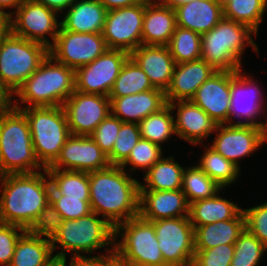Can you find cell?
<instances>
[{"mask_svg": "<svg viewBox=\"0 0 267 266\" xmlns=\"http://www.w3.org/2000/svg\"><path fill=\"white\" fill-rule=\"evenodd\" d=\"M43 172L0 176L1 223L25 230L47 229L51 183L46 168Z\"/></svg>", "mask_w": 267, "mask_h": 266, "instance_id": "1", "label": "cell"}, {"mask_svg": "<svg viewBox=\"0 0 267 266\" xmlns=\"http://www.w3.org/2000/svg\"><path fill=\"white\" fill-rule=\"evenodd\" d=\"M131 176L115 165L89 172L91 211L114 228L139 215L140 181Z\"/></svg>", "mask_w": 267, "mask_h": 266, "instance_id": "2", "label": "cell"}, {"mask_svg": "<svg viewBox=\"0 0 267 266\" xmlns=\"http://www.w3.org/2000/svg\"><path fill=\"white\" fill-rule=\"evenodd\" d=\"M46 230L49 233L53 251L58 248L57 243L62 249L55 255L56 260L65 259L68 252H72V257L82 256V254L83 256L92 255L95 250L103 247H108L106 253H114L115 228L95 212L79 219L49 220Z\"/></svg>", "mask_w": 267, "mask_h": 266, "instance_id": "3", "label": "cell"}, {"mask_svg": "<svg viewBox=\"0 0 267 266\" xmlns=\"http://www.w3.org/2000/svg\"><path fill=\"white\" fill-rule=\"evenodd\" d=\"M74 91L75 70L48 54L14 93L20 102L15 98L13 107H19L21 103L24 108L63 106Z\"/></svg>", "mask_w": 267, "mask_h": 266, "instance_id": "4", "label": "cell"}, {"mask_svg": "<svg viewBox=\"0 0 267 266\" xmlns=\"http://www.w3.org/2000/svg\"><path fill=\"white\" fill-rule=\"evenodd\" d=\"M252 35L258 36L249 26L223 18L201 35V59L216 71L242 70L241 58L247 45L259 54Z\"/></svg>", "mask_w": 267, "mask_h": 266, "instance_id": "5", "label": "cell"}, {"mask_svg": "<svg viewBox=\"0 0 267 266\" xmlns=\"http://www.w3.org/2000/svg\"><path fill=\"white\" fill-rule=\"evenodd\" d=\"M44 169L35 156L25 113L15 107L0 113V176Z\"/></svg>", "mask_w": 267, "mask_h": 266, "instance_id": "6", "label": "cell"}, {"mask_svg": "<svg viewBox=\"0 0 267 266\" xmlns=\"http://www.w3.org/2000/svg\"><path fill=\"white\" fill-rule=\"evenodd\" d=\"M15 108L25 113L37 160L49 167L71 136L63 106Z\"/></svg>", "mask_w": 267, "mask_h": 266, "instance_id": "7", "label": "cell"}, {"mask_svg": "<svg viewBox=\"0 0 267 266\" xmlns=\"http://www.w3.org/2000/svg\"><path fill=\"white\" fill-rule=\"evenodd\" d=\"M114 253L131 266H168L158 246L153 223L140 215L115 228Z\"/></svg>", "mask_w": 267, "mask_h": 266, "instance_id": "8", "label": "cell"}, {"mask_svg": "<svg viewBox=\"0 0 267 266\" xmlns=\"http://www.w3.org/2000/svg\"><path fill=\"white\" fill-rule=\"evenodd\" d=\"M49 49L11 32L0 42V80L14 95L48 56Z\"/></svg>", "mask_w": 267, "mask_h": 266, "instance_id": "9", "label": "cell"}, {"mask_svg": "<svg viewBox=\"0 0 267 266\" xmlns=\"http://www.w3.org/2000/svg\"><path fill=\"white\" fill-rule=\"evenodd\" d=\"M164 262L168 266L192 265L194 227L189 216L152 221Z\"/></svg>", "mask_w": 267, "mask_h": 266, "instance_id": "10", "label": "cell"}, {"mask_svg": "<svg viewBox=\"0 0 267 266\" xmlns=\"http://www.w3.org/2000/svg\"><path fill=\"white\" fill-rule=\"evenodd\" d=\"M10 17V32L15 36L40 43L48 49L60 29L57 12L35 0L24 1ZM50 35L51 41L47 38Z\"/></svg>", "mask_w": 267, "mask_h": 266, "instance_id": "11", "label": "cell"}, {"mask_svg": "<svg viewBox=\"0 0 267 266\" xmlns=\"http://www.w3.org/2000/svg\"><path fill=\"white\" fill-rule=\"evenodd\" d=\"M108 49L102 33H79L61 26L49 54L58 62L76 70L93 62Z\"/></svg>", "mask_w": 267, "mask_h": 266, "instance_id": "12", "label": "cell"}, {"mask_svg": "<svg viewBox=\"0 0 267 266\" xmlns=\"http://www.w3.org/2000/svg\"><path fill=\"white\" fill-rule=\"evenodd\" d=\"M145 0L140 3L109 10L102 32L108 49L133 52L142 45V24Z\"/></svg>", "mask_w": 267, "mask_h": 266, "instance_id": "13", "label": "cell"}, {"mask_svg": "<svg viewBox=\"0 0 267 266\" xmlns=\"http://www.w3.org/2000/svg\"><path fill=\"white\" fill-rule=\"evenodd\" d=\"M129 57L130 54L126 51L107 49L93 62L75 70V90L108 97Z\"/></svg>", "mask_w": 267, "mask_h": 266, "instance_id": "14", "label": "cell"}, {"mask_svg": "<svg viewBox=\"0 0 267 266\" xmlns=\"http://www.w3.org/2000/svg\"><path fill=\"white\" fill-rule=\"evenodd\" d=\"M253 80L251 75H245L242 70L231 71V110L229 124H245L262 127L264 122H258L257 120L260 119L259 116L264 115L263 113H265L267 104L261 87L257 82L255 83L256 80ZM232 118H238V121H233Z\"/></svg>", "mask_w": 267, "mask_h": 266, "instance_id": "15", "label": "cell"}, {"mask_svg": "<svg viewBox=\"0 0 267 266\" xmlns=\"http://www.w3.org/2000/svg\"><path fill=\"white\" fill-rule=\"evenodd\" d=\"M71 135H88L111 113L110 99L77 90L64 102Z\"/></svg>", "mask_w": 267, "mask_h": 266, "instance_id": "16", "label": "cell"}, {"mask_svg": "<svg viewBox=\"0 0 267 266\" xmlns=\"http://www.w3.org/2000/svg\"><path fill=\"white\" fill-rule=\"evenodd\" d=\"M210 146L239 169L238 159L256 152L266 141L262 127L242 124H219Z\"/></svg>", "mask_w": 267, "mask_h": 266, "instance_id": "17", "label": "cell"}, {"mask_svg": "<svg viewBox=\"0 0 267 266\" xmlns=\"http://www.w3.org/2000/svg\"><path fill=\"white\" fill-rule=\"evenodd\" d=\"M110 165L107 154L90 136L71 135L61 148L59 156L46 169L89 173L107 168Z\"/></svg>", "mask_w": 267, "mask_h": 266, "instance_id": "18", "label": "cell"}, {"mask_svg": "<svg viewBox=\"0 0 267 266\" xmlns=\"http://www.w3.org/2000/svg\"><path fill=\"white\" fill-rule=\"evenodd\" d=\"M231 71H216L197 90L191 101L218 125L229 124Z\"/></svg>", "mask_w": 267, "mask_h": 266, "instance_id": "19", "label": "cell"}, {"mask_svg": "<svg viewBox=\"0 0 267 266\" xmlns=\"http://www.w3.org/2000/svg\"><path fill=\"white\" fill-rule=\"evenodd\" d=\"M189 207L190 204L181 189L140 190L139 215L147 221L187 217Z\"/></svg>", "mask_w": 267, "mask_h": 266, "instance_id": "20", "label": "cell"}, {"mask_svg": "<svg viewBox=\"0 0 267 266\" xmlns=\"http://www.w3.org/2000/svg\"><path fill=\"white\" fill-rule=\"evenodd\" d=\"M168 104L172 110L177 109L174 124L178 138L197 145L201 144L205 137L208 138L210 133L215 132L218 124L191 100H179Z\"/></svg>", "mask_w": 267, "mask_h": 266, "instance_id": "21", "label": "cell"}, {"mask_svg": "<svg viewBox=\"0 0 267 266\" xmlns=\"http://www.w3.org/2000/svg\"><path fill=\"white\" fill-rule=\"evenodd\" d=\"M130 57L146 73L154 88L166 92L175 67L168 46L142 44L130 53Z\"/></svg>", "mask_w": 267, "mask_h": 266, "instance_id": "22", "label": "cell"}, {"mask_svg": "<svg viewBox=\"0 0 267 266\" xmlns=\"http://www.w3.org/2000/svg\"><path fill=\"white\" fill-rule=\"evenodd\" d=\"M111 114L122 122L138 124L167 105L165 92L158 88L124 97L109 98Z\"/></svg>", "mask_w": 267, "mask_h": 266, "instance_id": "23", "label": "cell"}, {"mask_svg": "<svg viewBox=\"0 0 267 266\" xmlns=\"http://www.w3.org/2000/svg\"><path fill=\"white\" fill-rule=\"evenodd\" d=\"M215 72L216 70L201 58L175 64L170 86L165 92L167 104L191 100L198 88Z\"/></svg>", "mask_w": 267, "mask_h": 266, "instance_id": "24", "label": "cell"}, {"mask_svg": "<svg viewBox=\"0 0 267 266\" xmlns=\"http://www.w3.org/2000/svg\"><path fill=\"white\" fill-rule=\"evenodd\" d=\"M56 261L47 230H26L17 241L9 266H51Z\"/></svg>", "mask_w": 267, "mask_h": 266, "instance_id": "25", "label": "cell"}, {"mask_svg": "<svg viewBox=\"0 0 267 266\" xmlns=\"http://www.w3.org/2000/svg\"><path fill=\"white\" fill-rule=\"evenodd\" d=\"M176 26L174 9L156 0H145L142 44L167 46Z\"/></svg>", "mask_w": 267, "mask_h": 266, "instance_id": "26", "label": "cell"}, {"mask_svg": "<svg viewBox=\"0 0 267 266\" xmlns=\"http://www.w3.org/2000/svg\"><path fill=\"white\" fill-rule=\"evenodd\" d=\"M61 27L79 33H102L107 10L97 0H75L67 9Z\"/></svg>", "mask_w": 267, "mask_h": 266, "instance_id": "27", "label": "cell"}, {"mask_svg": "<svg viewBox=\"0 0 267 266\" xmlns=\"http://www.w3.org/2000/svg\"><path fill=\"white\" fill-rule=\"evenodd\" d=\"M176 25L200 35L210 31L223 18V9L214 0H196L174 8Z\"/></svg>", "mask_w": 267, "mask_h": 266, "instance_id": "28", "label": "cell"}, {"mask_svg": "<svg viewBox=\"0 0 267 266\" xmlns=\"http://www.w3.org/2000/svg\"><path fill=\"white\" fill-rule=\"evenodd\" d=\"M244 229L243 210L234 219L197 226L194 228V248L195 250H205L221 244H235Z\"/></svg>", "mask_w": 267, "mask_h": 266, "instance_id": "29", "label": "cell"}, {"mask_svg": "<svg viewBox=\"0 0 267 266\" xmlns=\"http://www.w3.org/2000/svg\"><path fill=\"white\" fill-rule=\"evenodd\" d=\"M223 188L213 197L192 202L189 218L192 226H204L218 221L234 219L243 209L232 201L219 196Z\"/></svg>", "mask_w": 267, "mask_h": 266, "instance_id": "30", "label": "cell"}, {"mask_svg": "<svg viewBox=\"0 0 267 266\" xmlns=\"http://www.w3.org/2000/svg\"><path fill=\"white\" fill-rule=\"evenodd\" d=\"M173 156L162 157L147 172H144V181L140 190L172 191L182 187V175L185 167L174 160Z\"/></svg>", "mask_w": 267, "mask_h": 266, "instance_id": "31", "label": "cell"}, {"mask_svg": "<svg viewBox=\"0 0 267 266\" xmlns=\"http://www.w3.org/2000/svg\"><path fill=\"white\" fill-rule=\"evenodd\" d=\"M46 171L51 183L50 195L90 198L88 172L59 169Z\"/></svg>", "mask_w": 267, "mask_h": 266, "instance_id": "32", "label": "cell"}, {"mask_svg": "<svg viewBox=\"0 0 267 266\" xmlns=\"http://www.w3.org/2000/svg\"><path fill=\"white\" fill-rule=\"evenodd\" d=\"M154 89L146 73L129 57L109 93V98L124 97Z\"/></svg>", "mask_w": 267, "mask_h": 266, "instance_id": "33", "label": "cell"}, {"mask_svg": "<svg viewBox=\"0 0 267 266\" xmlns=\"http://www.w3.org/2000/svg\"><path fill=\"white\" fill-rule=\"evenodd\" d=\"M170 105L167 104L159 112L150 114L138 123L141 138L162 146L175 133V116ZM174 116V117H173Z\"/></svg>", "mask_w": 267, "mask_h": 266, "instance_id": "34", "label": "cell"}, {"mask_svg": "<svg viewBox=\"0 0 267 266\" xmlns=\"http://www.w3.org/2000/svg\"><path fill=\"white\" fill-rule=\"evenodd\" d=\"M205 148L197 166L223 189L235 183L240 169L210 146Z\"/></svg>", "mask_w": 267, "mask_h": 266, "instance_id": "35", "label": "cell"}, {"mask_svg": "<svg viewBox=\"0 0 267 266\" xmlns=\"http://www.w3.org/2000/svg\"><path fill=\"white\" fill-rule=\"evenodd\" d=\"M222 189L197 165L185 167L182 175L181 190L189 204L192 202L213 197Z\"/></svg>", "mask_w": 267, "mask_h": 266, "instance_id": "36", "label": "cell"}, {"mask_svg": "<svg viewBox=\"0 0 267 266\" xmlns=\"http://www.w3.org/2000/svg\"><path fill=\"white\" fill-rule=\"evenodd\" d=\"M267 0H231L223 9L224 18L249 26L258 33L267 12Z\"/></svg>", "mask_w": 267, "mask_h": 266, "instance_id": "37", "label": "cell"}, {"mask_svg": "<svg viewBox=\"0 0 267 266\" xmlns=\"http://www.w3.org/2000/svg\"><path fill=\"white\" fill-rule=\"evenodd\" d=\"M167 46L175 64L201 58V35L192 30L176 26Z\"/></svg>", "mask_w": 267, "mask_h": 266, "instance_id": "38", "label": "cell"}, {"mask_svg": "<svg viewBox=\"0 0 267 266\" xmlns=\"http://www.w3.org/2000/svg\"><path fill=\"white\" fill-rule=\"evenodd\" d=\"M90 198L50 195L49 220H73L91 213Z\"/></svg>", "mask_w": 267, "mask_h": 266, "instance_id": "39", "label": "cell"}, {"mask_svg": "<svg viewBox=\"0 0 267 266\" xmlns=\"http://www.w3.org/2000/svg\"><path fill=\"white\" fill-rule=\"evenodd\" d=\"M231 266H258L267 247L246 228L234 244Z\"/></svg>", "mask_w": 267, "mask_h": 266, "instance_id": "40", "label": "cell"}, {"mask_svg": "<svg viewBox=\"0 0 267 266\" xmlns=\"http://www.w3.org/2000/svg\"><path fill=\"white\" fill-rule=\"evenodd\" d=\"M162 146L150 142L149 140L140 138L137 144L132 148L127 160L121 165L126 170V165H129V171L143 169L147 172L156 162L163 157ZM134 170V171H133Z\"/></svg>", "mask_w": 267, "mask_h": 266, "instance_id": "41", "label": "cell"}, {"mask_svg": "<svg viewBox=\"0 0 267 266\" xmlns=\"http://www.w3.org/2000/svg\"><path fill=\"white\" fill-rule=\"evenodd\" d=\"M117 136L113 149L107 156L111 165L121 166L141 138L138 124L123 122Z\"/></svg>", "mask_w": 267, "mask_h": 266, "instance_id": "42", "label": "cell"}, {"mask_svg": "<svg viewBox=\"0 0 267 266\" xmlns=\"http://www.w3.org/2000/svg\"><path fill=\"white\" fill-rule=\"evenodd\" d=\"M234 251V244H221L211 249L195 250L192 266H231Z\"/></svg>", "mask_w": 267, "mask_h": 266, "instance_id": "43", "label": "cell"}, {"mask_svg": "<svg viewBox=\"0 0 267 266\" xmlns=\"http://www.w3.org/2000/svg\"><path fill=\"white\" fill-rule=\"evenodd\" d=\"M122 123L119 118L110 113L90 134V137L105 154L108 155L112 151Z\"/></svg>", "mask_w": 267, "mask_h": 266, "instance_id": "44", "label": "cell"}, {"mask_svg": "<svg viewBox=\"0 0 267 266\" xmlns=\"http://www.w3.org/2000/svg\"><path fill=\"white\" fill-rule=\"evenodd\" d=\"M245 228L267 247V202L243 209Z\"/></svg>", "mask_w": 267, "mask_h": 266, "instance_id": "45", "label": "cell"}, {"mask_svg": "<svg viewBox=\"0 0 267 266\" xmlns=\"http://www.w3.org/2000/svg\"><path fill=\"white\" fill-rule=\"evenodd\" d=\"M25 231L20 226L0 222V266L10 265L17 241Z\"/></svg>", "mask_w": 267, "mask_h": 266, "instance_id": "46", "label": "cell"}, {"mask_svg": "<svg viewBox=\"0 0 267 266\" xmlns=\"http://www.w3.org/2000/svg\"><path fill=\"white\" fill-rule=\"evenodd\" d=\"M67 258L63 259V266H67ZM69 266H104V254L91 257L86 256H73L70 259Z\"/></svg>", "mask_w": 267, "mask_h": 266, "instance_id": "47", "label": "cell"}, {"mask_svg": "<svg viewBox=\"0 0 267 266\" xmlns=\"http://www.w3.org/2000/svg\"><path fill=\"white\" fill-rule=\"evenodd\" d=\"M13 94L0 80V113L13 107Z\"/></svg>", "mask_w": 267, "mask_h": 266, "instance_id": "48", "label": "cell"}, {"mask_svg": "<svg viewBox=\"0 0 267 266\" xmlns=\"http://www.w3.org/2000/svg\"><path fill=\"white\" fill-rule=\"evenodd\" d=\"M38 3H41L48 8L56 11L57 13L63 12V10H67L75 0H35Z\"/></svg>", "mask_w": 267, "mask_h": 266, "instance_id": "49", "label": "cell"}, {"mask_svg": "<svg viewBox=\"0 0 267 266\" xmlns=\"http://www.w3.org/2000/svg\"><path fill=\"white\" fill-rule=\"evenodd\" d=\"M99 1L107 11L117 9V8H124L136 5L140 3L142 0H97Z\"/></svg>", "mask_w": 267, "mask_h": 266, "instance_id": "50", "label": "cell"}, {"mask_svg": "<svg viewBox=\"0 0 267 266\" xmlns=\"http://www.w3.org/2000/svg\"><path fill=\"white\" fill-rule=\"evenodd\" d=\"M10 33V16L0 11V42Z\"/></svg>", "mask_w": 267, "mask_h": 266, "instance_id": "51", "label": "cell"}, {"mask_svg": "<svg viewBox=\"0 0 267 266\" xmlns=\"http://www.w3.org/2000/svg\"><path fill=\"white\" fill-rule=\"evenodd\" d=\"M26 0H0V11L7 13L10 17L13 16V13L17 10V8ZM14 8L15 10L6 12L5 9Z\"/></svg>", "mask_w": 267, "mask_h": 266, "instance_id": "52", "label": "cell"}, {"mask_svg": "<svg viewBox=\"0 0 267 266\" xmlns=\"http://www.w3.org/2000/svg\"><path fill=\"white\" fill-rule=\"evenodd\" d=\"M104 266H131L127 262L120 259L115 253L107 254L104 253Z\"/></svg>", "mask_w": 267, "mask_h": 266, "instance_id": "53", "label": "cell"}, {"mask_svg": "<svg viewBox=\"0 0 267 266\" xmlns=\"http://www.w3.org/2000/svg\"><path fill=\"white\" fill-rule=\"evenodd\" d=\"M158 3L168 6L172 9L176 8L177 6H181L184 4H187L191 1H196V0H156Z\"/></svg>", "mask_w": 267, "mask_h": 266, "instance_id": "54", "label": "cell"}, {"mask_svg": "<svg viewBox=\"0 0 267 266\" xmlns=\"http://www.w3.org/2000/svg\"><path fill=\"white\" fill-rule=\"evenodd\" d=\"M267 107L265 108V116L267 115ZM266 119V121L263 123L262 125V131H263V135H264V139L267 142V116L264 118Z\"/></svg>", "mask_w": 267, "mask_h": 266, "instance_id": "55", "label": "cell"}, {"mask_svg": "<svg viewBox=\"0 0 267 266\" xmlns=\"http://www.w3.org/2000/svg\"><path fill=\"white\" fill-rule=\"evenodd\" d=\"M216 2V4L221 7L222 9H224L226 7V5H228L230 3L231 0H214Z\"/></svg>", "mask_w": 267, "mask_h": 266, "instance_id": "56", "label": "cell"}, {"mask_svg": "<svg viewBox=\"0 0 267 266\" xmlns=\"http://www.w3.org/2000/svg\"><path fill=\"white\" fill-rule=\"evenodd\" d=\"M51 266H63V260H57L55 263H53Z\"/></svg>", "mask_w": 267, "mask_h": 266, "instance_id": "57", "label": "cell"}]
</instances>
